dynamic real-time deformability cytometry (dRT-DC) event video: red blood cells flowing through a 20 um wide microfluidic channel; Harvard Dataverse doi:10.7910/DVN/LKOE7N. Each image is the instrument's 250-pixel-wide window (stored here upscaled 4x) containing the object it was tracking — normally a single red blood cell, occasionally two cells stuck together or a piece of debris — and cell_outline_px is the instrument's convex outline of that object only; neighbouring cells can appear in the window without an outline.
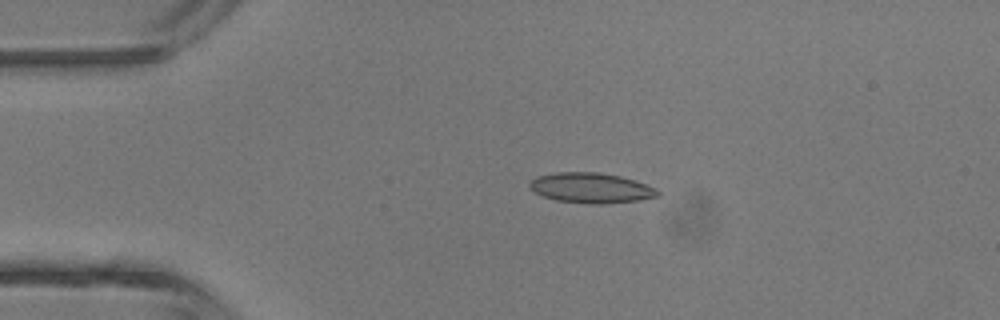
{"species": "common noctule bat (a hibernating species)", "species_latin": "Nyctalus noctula", "temperature_condition": "room temperature", "stored_images_in_passage": 4, "camera_frame_rate_fps": 3000, "um_per_image_px": 0.085, "animal": {"sex": "male", "body_mass_g": 13.3}, "frame": {"image": 1, "passage_image": 3, "time_ms": 2.667, "image_size_px": [1000, 320], "cell_outline_px": [[660, 196], [640, 200], [604, 204], [588, 204], [556, 200], [544, 196], [536, 192], [528, 184], [536, 176], [556, 172], [600, 172], [620, 176], [636, 180], [656, 188], [660, 192]], "centroid_in_image_um": [50.29, 15.97], "position_along_channel_um": 34.7, "area_um2": 22.66}}